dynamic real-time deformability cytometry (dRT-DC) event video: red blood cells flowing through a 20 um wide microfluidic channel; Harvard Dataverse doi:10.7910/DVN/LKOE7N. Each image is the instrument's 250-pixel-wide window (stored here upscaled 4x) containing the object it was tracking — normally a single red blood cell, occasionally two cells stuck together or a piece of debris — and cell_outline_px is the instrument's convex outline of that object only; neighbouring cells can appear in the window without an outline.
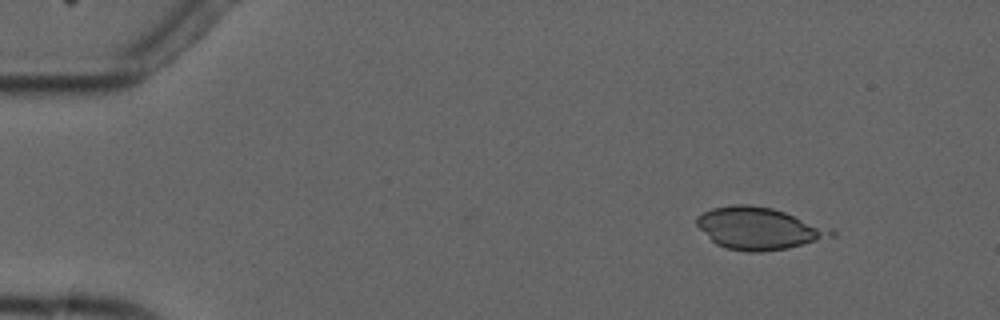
{"species": "common noctule bat (a hibernating species)", "species_latin": "Nyctalus noctula", "temperature_condition": "cold", "stored_images_in_passage": 5, "camera_frame_rate_fps": 3000, "um_per_image_px": 0.085, "animal": {"sex": "male", "forearm_length_mm": 52.5}, "frame": {"image": 1, "passage_image": 2, "time_ms": 2.0, "image_size_px": [1000, 320], "cell_outline_px": [[836, 236], [788, 248], [760, 252], [748, 252], [724, 248], [716, 244], [696, 224], [696, 216], [712, 208], [732, 204], [748, 204], [772, 208], [836, 228]], "centroid_in_image_um": [64.56, 19.41], "position_along_channel_um": 20.4, "area_um2": 33.35}}